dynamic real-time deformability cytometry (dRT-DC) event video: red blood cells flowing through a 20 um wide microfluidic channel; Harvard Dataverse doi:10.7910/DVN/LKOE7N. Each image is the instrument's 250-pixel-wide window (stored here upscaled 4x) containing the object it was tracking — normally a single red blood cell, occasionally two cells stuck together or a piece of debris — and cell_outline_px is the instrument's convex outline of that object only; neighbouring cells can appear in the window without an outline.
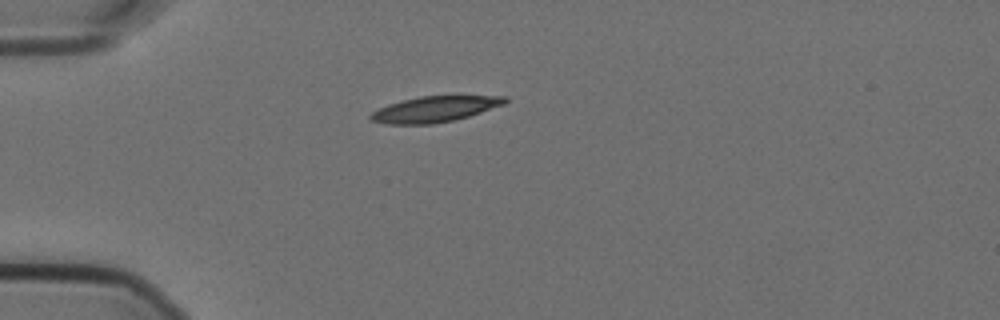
{"species": "Egyptian fruit bat (a non-hibernating species)", "species_latin": "Rousettus aegyptiacus", "temperature_condition": "cold", "stored_images_in_passage": 10, "camera_frame_rate_fps": 3000, "um_per_image_px": 0.085, "animal": {"sex": "female"}, "frame": {"image": 1, "passage_image": 1, "time_ms": 0.0, "image_size_px": [1000, 320], "cell_outline_px": [[508, 100], [504, 104], [468, 116], [452, 120], [432, 124], [388, 124], [368, 120], [368, 116], [372, 112], [388, 104], [420, 96], [508, 96]], "centroid_in_image_um": [36.92, 9.28], "position_along_channel_um": 48.1, "area_um2": 19.94}}
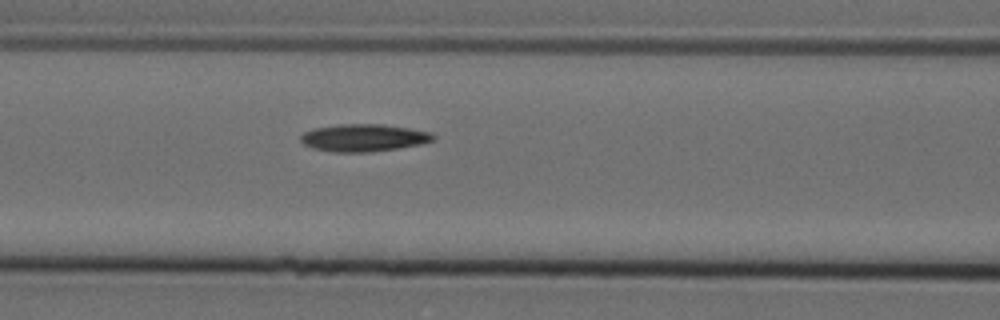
{"frame": {"image": 2, "passage_image": 10, "time_ms": 3.0, "image_size_px": [1000, 320], "cell_outline_px": [[436, 140], [424, 144], [368, 152], [332, 152], [316, 148], [304, 144], [300, 140], [300, 136], [304, 132], [316, 128], [340, 124], [384, 124], [432, 132], [436, 136]], "centroid_in_image_um": [30.98, 11.7], "position_along_channel_um": 135.6, "area_um2": 21.15}}